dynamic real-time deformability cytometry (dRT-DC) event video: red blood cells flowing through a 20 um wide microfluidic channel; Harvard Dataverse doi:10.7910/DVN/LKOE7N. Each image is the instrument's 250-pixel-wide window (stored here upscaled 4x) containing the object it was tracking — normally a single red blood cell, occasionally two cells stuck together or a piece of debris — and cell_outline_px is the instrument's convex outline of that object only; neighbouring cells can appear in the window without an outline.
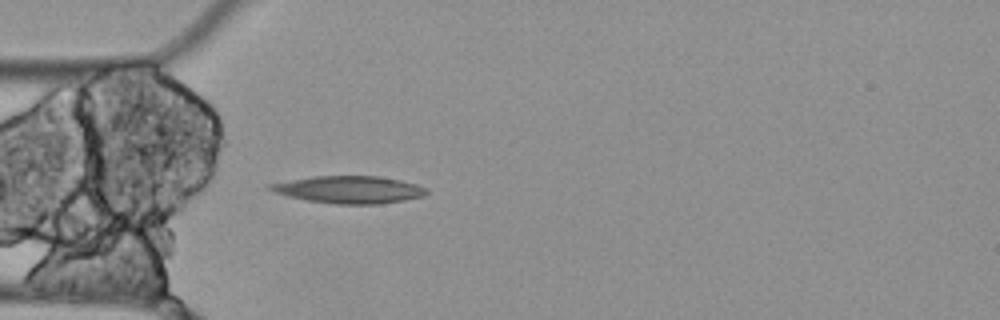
{"species": "Egyptian fruit bat (a non-hibernating species)", "species_latin": "Rousettus aegyptiacus", "temperature_condition": "cold", "stored_images_in_passage": 2, "camera_frame_rate_fps": 3000, "um_per_image_px": 0.085, "animal": {"sex": "female"}, "frame": {"image": 1, "passage_image": 2, "time_ms": 0.333, "image_size_px": [1000, 320], "cell_outline_px": [[428, 192], [424, 196], [404, 200], [380, 204], [336, 204], [308, 200], [288, 196], [276, 192], [268, 188], [268, 184], [312, 176], [380, 176], [400, 180], [416, 184], [428, 188]], "centroid_in_image_um": [29.72, 16.11], "position_along_channel_um": 55.3, "area_um2": 24.8}}